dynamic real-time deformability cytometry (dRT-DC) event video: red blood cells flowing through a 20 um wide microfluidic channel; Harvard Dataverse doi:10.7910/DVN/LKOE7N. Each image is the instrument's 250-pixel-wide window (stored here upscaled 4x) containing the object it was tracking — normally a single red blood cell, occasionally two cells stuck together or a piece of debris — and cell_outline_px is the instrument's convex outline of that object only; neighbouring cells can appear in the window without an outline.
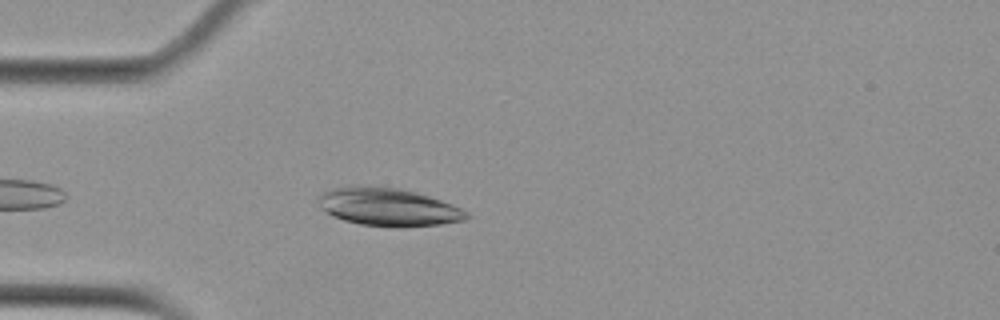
{"species": "Egyptian fruit bat (a non-hibernating species)", "species_latin": "Rousettus aegyptiacus", "temperature_condition": "cold", "stored_images_in_passage": 43, "camera_frame_rate_fps": 3000, "um_per_image_px": 0.085, "animal": {"sex": "female"}, "frame": {"image": 1, "passage_image": 4, "time_ms": 1.0, "image_size_px": [1000, 320], "cell_outline_px": [[472, 216], [464, 220], [440, 224], [404, 228], [360, 224], [344, 220], [332, 216], [324, 212], [320, 208], [316, 200], [316, 196], [332, 188], [352, 184], [368, 184], [400, 188], [416, 192], [452, 204], [468, 212]], "centroid_in_image_um": [32.94, 17.57], "position_along_channel_um": 52.1, "area_um2": 33.58}}
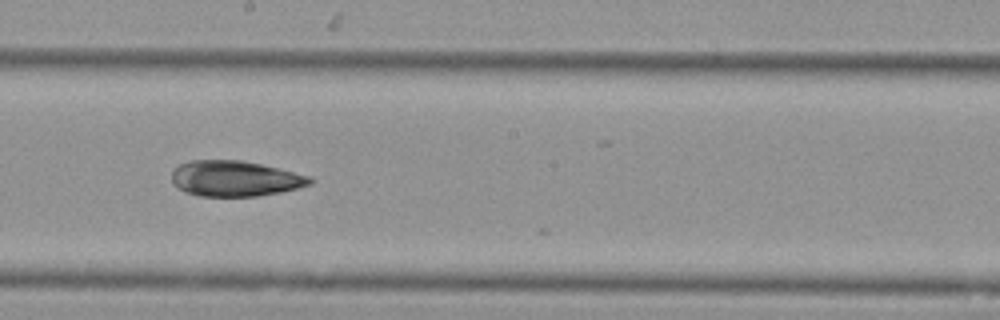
{"frame": {"image": 2, "passage_image": 19, "time_ms": 6.0, "image_size_px": [1000, 320], "cell_outline_px": [[312, 184], [280, 192], [256, 196], [200, 196], [184, 192], [172, 184], [172, 168], [180, 164], [192, 160], [240, 160], [260, 164], [308, 176], [312, 180]], "centroid_in_image_um": [19.9, 15.18], "position_along_channel_um": 228.3, "area_um2": 28.5}}
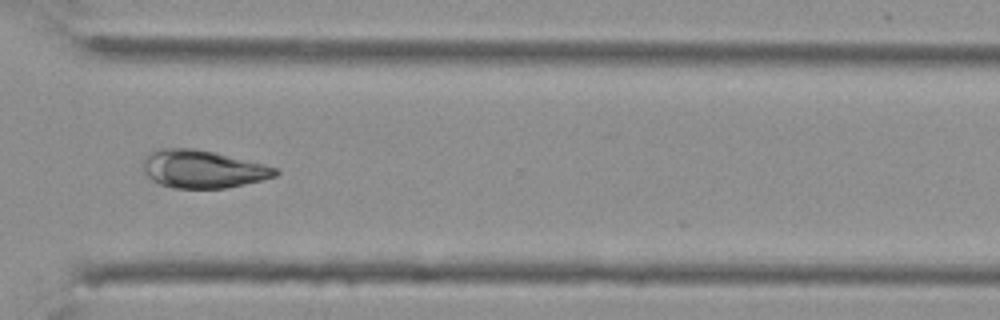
{"frame": {"image": 3, "passage_image": 29, "time_ms": 9.333, "image_size_px": [1000, 320], "cell_outline_px": [[280, 172], [276, 176], [244, 184], [224, 188], [172, 188], [160, 184], [152, 180], [144, 172], [144, 156], [148, 152], [156, 148], [192, 148], [216, 152], [264, 164], [276, 168]], "centroid_in_image_um": [17.2, 14.36], "position_along_channel_um": 353.4, "area_um2": 29.25}}